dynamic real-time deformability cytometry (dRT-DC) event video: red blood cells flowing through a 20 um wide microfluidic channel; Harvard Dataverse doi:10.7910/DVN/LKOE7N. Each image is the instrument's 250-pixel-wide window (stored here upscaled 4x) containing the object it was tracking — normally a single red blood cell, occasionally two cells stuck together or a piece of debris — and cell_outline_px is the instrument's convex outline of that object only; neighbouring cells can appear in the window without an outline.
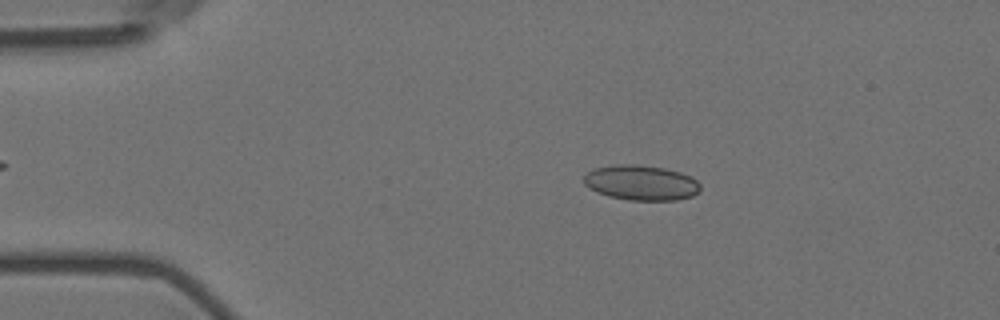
{"species": "Egyptian fruit bat (a non-hibernating species)", "species_latin": "Rousettus aegyptiacus", "temperature_condition": "room temperature", "stored_images_in_passage": 47, "camera_frame_rate_fps": 3000, "um_per_image_px": 0.085, "animal": {"sex": "female"}, "frame": {"image": 1, "passage_image": 10, "time_ms": 3.0, "image_size_px": [1000, 320], "cell_outline_px": [[700, 192], [692, 196], [676, 200], [628, 200], [608, 196], [596, 192], [588, 188], [584, 184], [584, 176], [592, 168], [616, 164], [636, 164], [664, 168], [680, 172], [692, 176], [700, 184]], "centroid_in_image_um": [54.49, 15.53], "position_along_channel_um": 30.5, "area_um2": 24.1}}
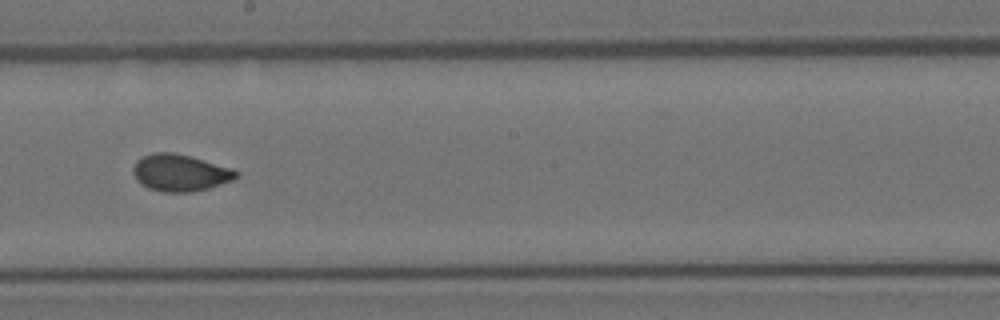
{"frame": {"image": 2, "passage_image": 31, "time_ms": 10.0, "image_size_px": [1000, 320], "cell_outline_px": [[240, 176], [232, 180], [208, 188], [192, 192], [164, 192], [148, 188], [140, 184], [136, 180], [132, 172], [132, 168], [136, 160], [152, 152], [172, 152], [188, 156], [232, 168], [240, 172]], "centroid_in_image_um": [15.29, 14.69], "position_along_channel_um": 232.9, "area_um2": 22.2}}
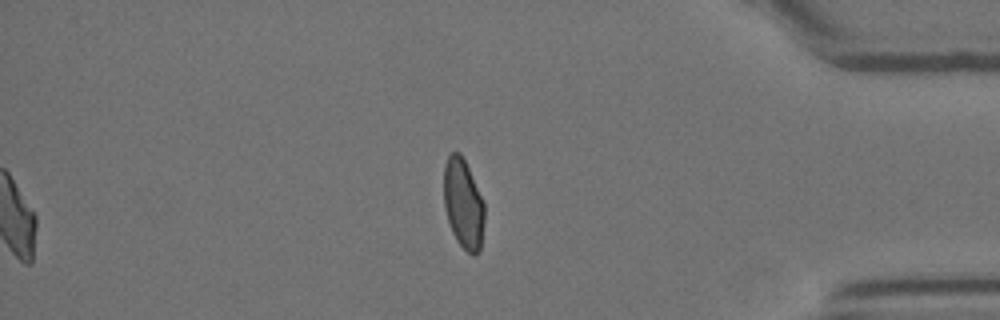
{"frame": {"image": 3, "passage_image": 47, "time_ms": 15.333, "image_size_px": [1000, 320], "cell_outline_px": [[484, 220], [480, 252], [472, 256], [456, 240], [452, 232], [444, 208], [444, 164], [448, 156], [452, 152], [460, 152], [484, 200]], "centroid_in_image_um": [39.38, 17.33], "position_along_channel_um": 395.8, "area_um2": 21.33}, "authors_computed_cell_mechanics": {"area_um2": 22.1952, "velocity_mm_per_s": 3.6298, "shape_relaxation_time_tau1_ms": 8.642, "shape_relaxation_time_tau2_ms": 0.7982, "deformation_change_tau1": 0.1567, "deformation_change_tau2": 0.0486}}